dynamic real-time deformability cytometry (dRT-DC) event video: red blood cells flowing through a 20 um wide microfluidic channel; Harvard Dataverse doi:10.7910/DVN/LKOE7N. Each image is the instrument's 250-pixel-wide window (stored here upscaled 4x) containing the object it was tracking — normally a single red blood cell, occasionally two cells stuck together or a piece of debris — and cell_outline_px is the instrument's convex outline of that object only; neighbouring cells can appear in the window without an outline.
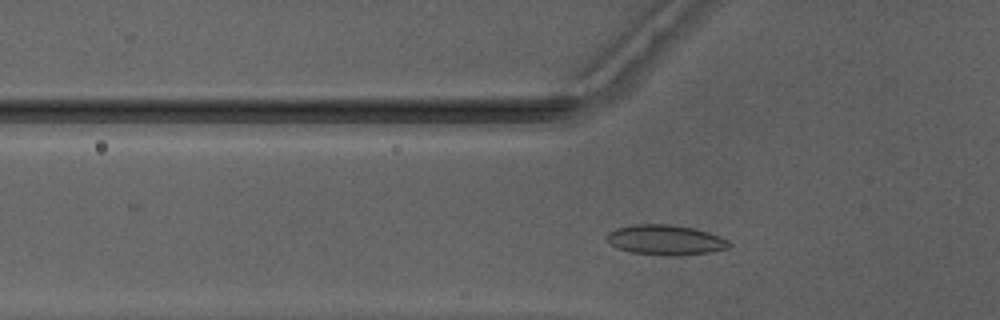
{"species": "Egyptian fruit bat (a non-hibernating species)", "species_latin": "Rousettus aegyptiacus", "temperature_condition": "warm", "stored_images_in_passage": 42, "segment_of_instrument_passage": [1, 2], "camera_frame_rate_fps": 3000, "um_per_image_px": 0.085, "animal": {"sex": "male"}, "frame": {"image": 1, "passage_image": 8, "time_ms": 2.333, "image_size_px": [1000, 320], "cell_outline_px": [[732, 244], [728, 248], [708, 252], [680, 256], [668, 256], [628, 252], [616, 248], [608, 244], [604, 236], [608, 232], [616, 228], [632, 224], [672, 224], [696, 228], [720, 236], [728, 240]], "centroid_in_image_um": [56.52, 20.39], "position_along_channel_um": 69.3, "area_um2": 21.96}}
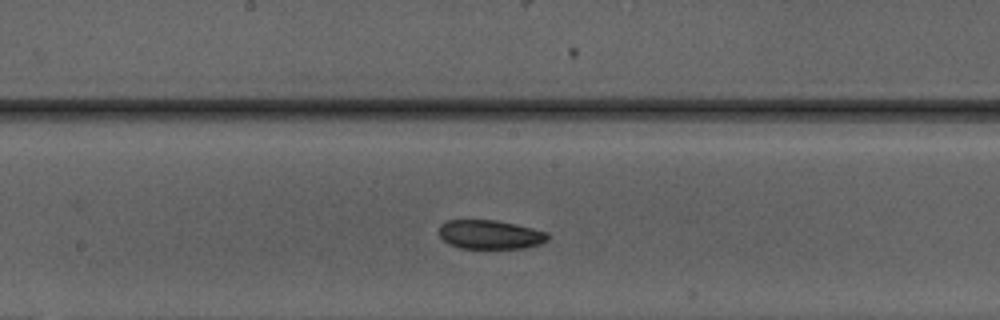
{"frame": {"image": 2, "passage_image": 18, "time_ms": 5.667, "image_size_px": [1000, 320], "cell_outline_px": [[548, 240], [524, 248], [460, 248], [448, 244], [440, 236], [440, 224], [448, 220], [496, 220], [532, 228], [548, 232]], "centroid_in_image_um": [41.63, 19.93], "position_along_channel_um": 206.6, "area_um2": 18.21}}
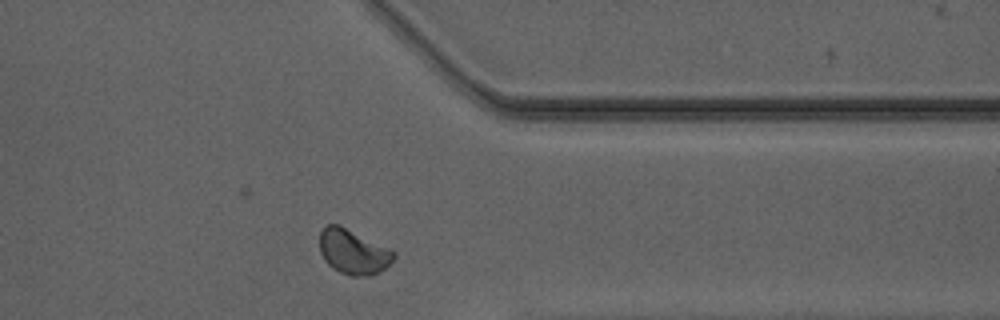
{"frame": {"image": 3, "passage_image": 31, "time_ms": 10.0, "image_size_px": [1000, 320], "cell_outline_px": [[396, 256], [380, 272], [368, 276], [352, 276], [340, 272], [332, 268], [324, 260], [320, 252], [320, 232], [328, 224], [340, 224], [396, 252]], "centroid_in_image_um": [30.01, 21.4], "position_along_channel_um": 381.4, "area_um2": 19.31}}